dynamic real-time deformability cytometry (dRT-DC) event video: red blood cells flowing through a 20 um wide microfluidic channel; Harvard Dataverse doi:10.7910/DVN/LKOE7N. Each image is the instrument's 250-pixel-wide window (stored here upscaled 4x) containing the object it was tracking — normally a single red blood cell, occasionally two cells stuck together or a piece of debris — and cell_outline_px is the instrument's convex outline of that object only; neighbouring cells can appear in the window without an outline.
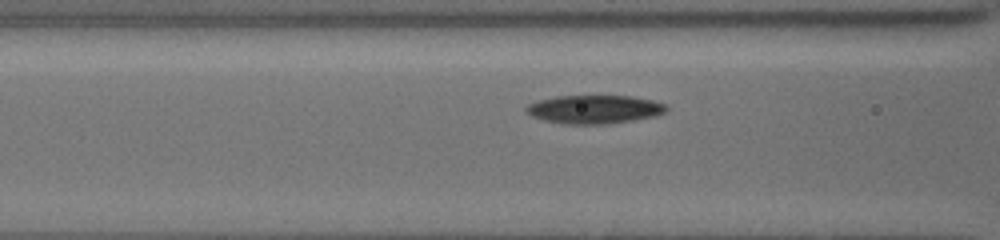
{"species": "common noctule bat (a hibernating species)", "species_latin": "Nyctalus noctula", "temperature_condition": "cold", "stored_images_in_passage": 12, "camera_frame_rate_fps": 3000, "um_per_image_px": 0.085, "animal": {"sex": "female", "body_mass_g": 19.5, "forearm_length_mm": 54.1}, "frame": {"image": 1, "passage_image": 9, "time_ms": 2.667, "image_size_px": [1000, 240], "cell_outline_px": [[668, 108], [664, 112], [656, 116], [632, 120], [604, 124], [564, 124], [544, 120], [532, 116], [524, 112], [524, 108], [528, 104], [536, 100], [556, 96], [632, 96], [652, 100], [668, 104]], "centroid_in_image_um": [50.49, 9.29], "position_along_channel_um": 116.1, "area_um2": 23.41}}